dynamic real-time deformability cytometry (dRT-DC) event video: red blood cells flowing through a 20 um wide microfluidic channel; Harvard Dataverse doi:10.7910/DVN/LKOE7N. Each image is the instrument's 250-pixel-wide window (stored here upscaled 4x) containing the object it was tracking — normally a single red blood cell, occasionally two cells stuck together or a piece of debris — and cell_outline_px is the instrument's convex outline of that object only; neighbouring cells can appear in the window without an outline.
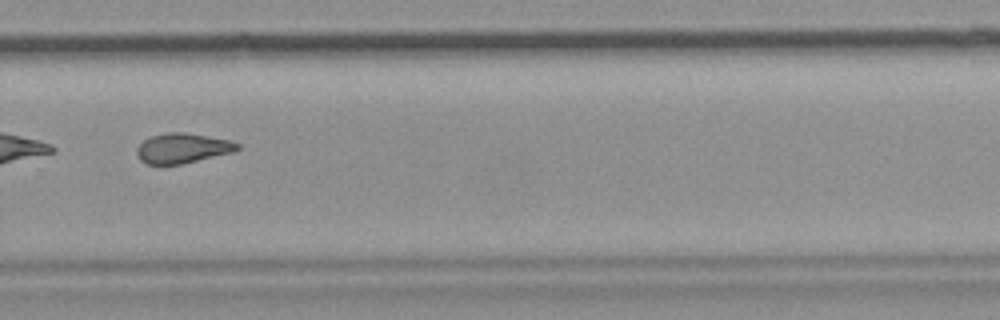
{"species": "common noctule bat (a hibernating species)", "species_latin": "Nyctalus noctula", "temperature_condition": "room temperature", "stored_images_in_passage": 11, "camera_frame_rate_fps": 3000, "um_per_image_px": 0.085, "animal": {"sex": "female", "body_mass_g": 19.9}, "frame": {"image": 1, "passage_image": 11, "time_ms": 12.333, "image_size_px": [1000, 320], "cell_outline_px": [[240, 148], [236, 152], [184, 164], [144, 164], [140, 160], [136, 152], [136, 148], [144, 140], [152, 136], [168, 132], [184, 132], [228, 140], [240, 144]], "centroid_in_image_um": [15.53, 12.61], "position_along_channel_um": 314.3, "area_um2": 17.69}}